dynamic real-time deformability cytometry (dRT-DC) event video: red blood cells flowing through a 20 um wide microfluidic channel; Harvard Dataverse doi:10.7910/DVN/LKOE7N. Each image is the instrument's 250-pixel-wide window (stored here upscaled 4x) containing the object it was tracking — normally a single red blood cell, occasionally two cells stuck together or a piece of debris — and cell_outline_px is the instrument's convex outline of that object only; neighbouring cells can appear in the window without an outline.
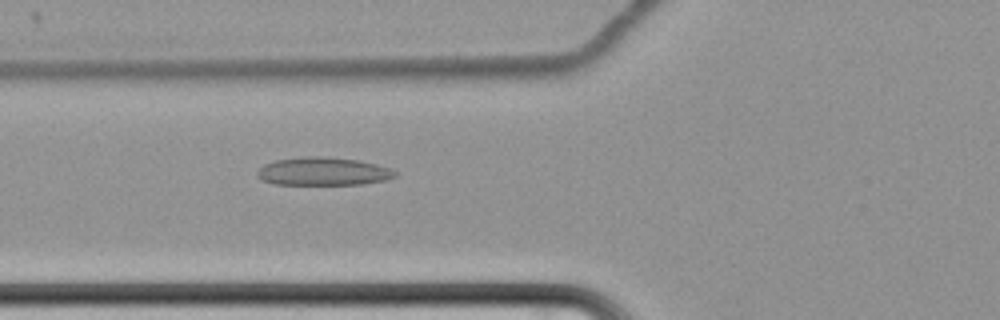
{"species": "common noctule bat (a hibernating species)", "species_latin": "Nyctalus noctula", "temperature_condition": "cold", "stored_images_in_passage": 63, "camera_frame_rate_fps": 3000, "um_per_image_px": 0.085, "animal": {"sex": "female", "body_mass_g": 22.7, "forearm_length_mm": 54.2}, "frame": {"image": 1, "passage_image": 26, "time_ms": 8.333, "image_size_px": [1000, 320], "cell_outline_px": [[396, 176], [388, 180], [364, 184], [276, 184], [260, 180], [256, 176], [256, 172], [264, 164], [276, 160], [304, 156], [324, 156], [360, 160], [392, 168], [396, 172]], "centroid_in_image_um": [27.49, 14.56], "position_along_channel_um": 98.3, "area_um2": 22.83}}
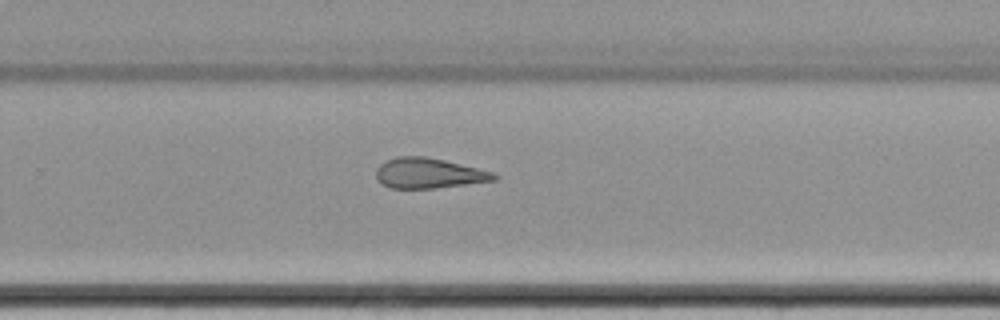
{"frame": {"image": 2, "passage_image": 43, "time_ms": 14.0, "image_size_px": [1000, 320], "cell_outline_px": [[500, 176], [496, 180], [436, 188], [388, 188], [380, 184], [376, 180], [376, 168], [380, 164], [396, 156], [424, 156], [444, 160], [492, 172]], "centroid_in_image_um": [36.39, 14.73], "position_along_channel_um": 293.4, "area_um2": 20.81}}
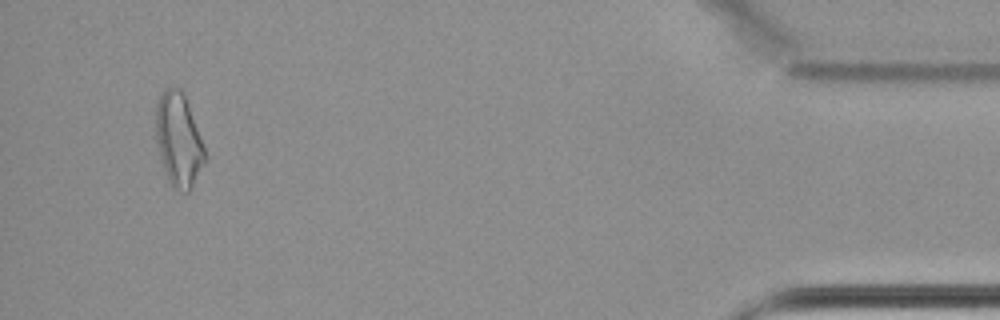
{"frame": {"image": 3, "passage_image": 60, "time_ms": 19.667, "image_size_px": [1000, 320], "cell_outline_px": [[208, 160], [188, 192], [184, 192], [172, 188], [168, 180], [160, 156], [156, 140], [156, 104], [160, 96], [172, 84], [180, 88], [184, 96], [208, 156]], "centroid_in_image_um": [15.2, 11.93], "position_along_channel_um": 420.0, "area_um2": 26.59}, "authors_computed_cell_mechanics": {"area_um2": 23.987, "velocity_mm_per_s": 3.4397, "shape_relaxation_time_tau1_ms": null, "shape_relaxation_time_tau2_ms": 7.7386, "deformation_change_tau1": null, "deformation_change_tau2": 0.1906}}